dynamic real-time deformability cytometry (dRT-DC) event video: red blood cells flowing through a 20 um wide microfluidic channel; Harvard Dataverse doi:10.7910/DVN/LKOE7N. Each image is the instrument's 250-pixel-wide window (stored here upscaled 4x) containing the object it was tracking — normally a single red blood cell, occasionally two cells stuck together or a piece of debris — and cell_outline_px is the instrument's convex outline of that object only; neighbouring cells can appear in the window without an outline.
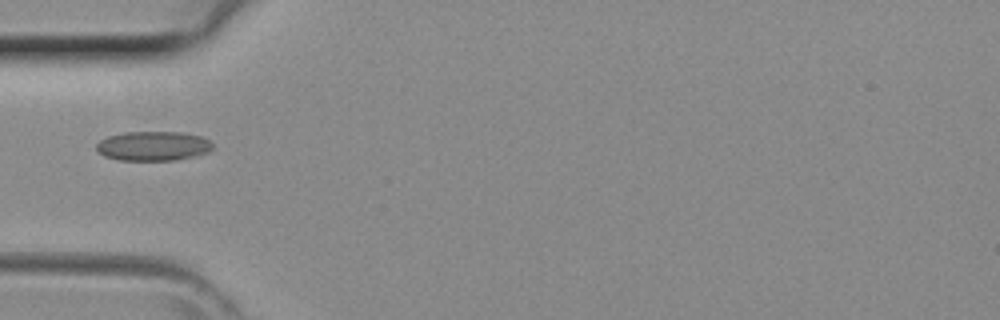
{"species": "common noctule bat (a hibernating species)", "species_latin": "Nyctalus noctula", "temperature_condition": "room temperature", "stored_images_in_passage": 24, "camera_frame_rate_fps": 3000, "um_per_image_px": 0.085, "animal": {"sex": "female", "body_mass_g": 29.2, "forearm_length_mm": 56.3}, "frame": {"image": 1, "passage_image": 1, "time_ms": 0.0, "image_size_px": [1000, 320], "cell_outline_px": [[212, 148], [208, 152], [196, 156], [176, 160], [120, 160], [104, 156], [96, 152], [96, 144], [100, 140], [108, 136], [124, 132], [180, 132], [200, 136], [208, 140], [212, 144]], "centroid_in_image_um": [12.99, 12.41], "position_along_channel_um": 72.0, "area_um2": 20.0}}
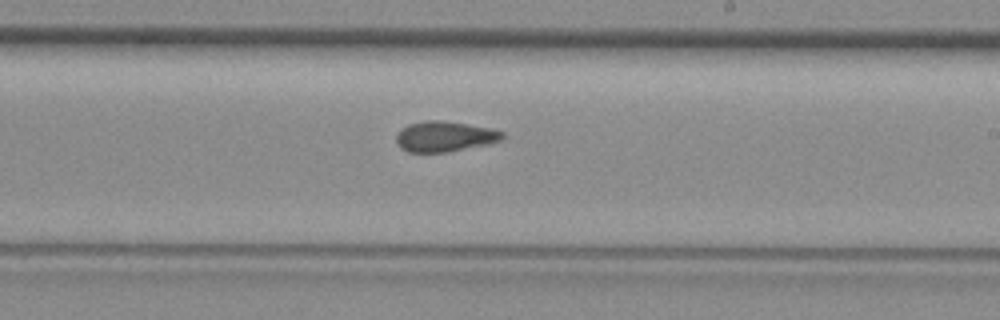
{"frame": {"image": 2, "passage_image": 12, "time_ms": 3.667, "image_size_px": [1000, 320], "cell_outline_px": [[504, 140], [488, 144], [448, 152], [408, 152], [400, 148], [396, 140], [396, 136], [400, 128], [408, 124], [424, 120], [444, 120], [492, 128], [504, 132]], "centroid_in_image_um": [37.81, 11.59], "position_along_channel_um": 251.2, "area_um2": 19.13}}
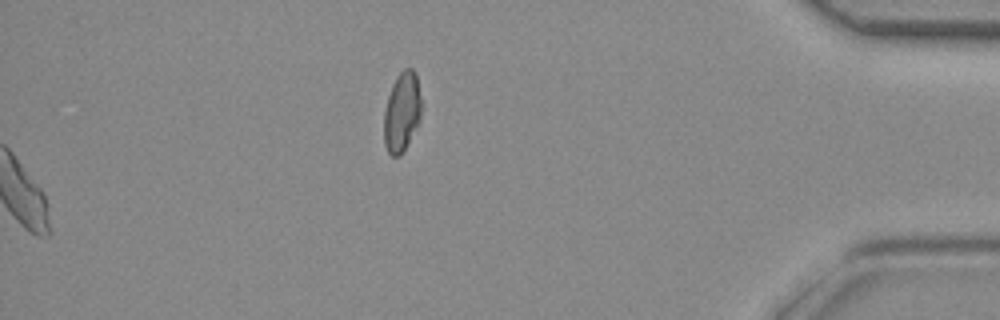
{"frame": {"image": 3, "passage_image": 24, "time_ms": 7.667, "image_size_px": [1000, 320], "cell_outline_px": [[420, 120], [400, 156], [392, 156], [388, 152], [384, 144], [384, 112], [388, 96], [392, 84], [396, 76], [404, 68], [412, 68], [416, 76], [420, 96]], "centroid_in_image_um": [34.14, 9.51], "position_along_channel_um": 401.1, "area_um2": 17.11}}